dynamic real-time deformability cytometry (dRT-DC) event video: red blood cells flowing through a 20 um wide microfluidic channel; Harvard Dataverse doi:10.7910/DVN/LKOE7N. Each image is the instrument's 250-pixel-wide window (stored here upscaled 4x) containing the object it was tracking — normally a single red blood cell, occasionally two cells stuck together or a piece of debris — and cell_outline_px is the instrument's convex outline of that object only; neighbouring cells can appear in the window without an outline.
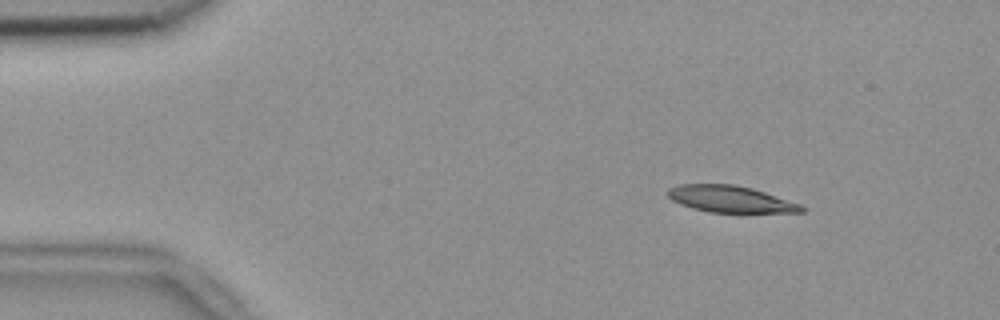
{"species": "common noctule bat (a hibernating species)", "species_latin": "Nyctalus noctula", "temperature_condition": "room temperature", "stored_images_in_passage": 12, "camera_frame_rate_fps": 3000, "um_per_image_px": 0.085, "animal": {"sex": "female", "body_mass_g": 18.4}, "frame": {"image": 1, "passage_image": 4, "time_ms": 1.0, "image_size_px": [1000, 320], "cell_outline_px": [[808, 208], [804, 212], [708, 212], [692, 208], [680, 204], [672, 200], [664, 192], [668, 188], [680, 184], [732, 184], [752, 188], [800, 204]], "centroid_in_image_um": [62.05, 16.92], "position_along_channel_um": 23.0, "area_um2": 20.75}}